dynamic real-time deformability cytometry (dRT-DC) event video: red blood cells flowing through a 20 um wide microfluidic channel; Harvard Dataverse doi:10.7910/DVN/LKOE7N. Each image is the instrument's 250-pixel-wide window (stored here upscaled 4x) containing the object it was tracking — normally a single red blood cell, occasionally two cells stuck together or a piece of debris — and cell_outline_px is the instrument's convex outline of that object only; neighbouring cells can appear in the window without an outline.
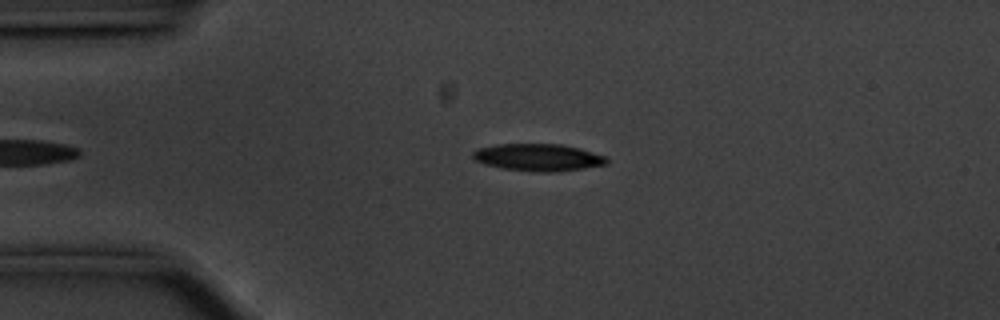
{"species": "common noctule bat (a hibernating species)", "species_latin": "Nyctalus noctula", "temperature_condition": "cold", "stored_images_in_passage": 42, "camera_frame_rate_fps": 3000, "um_per_image_px": 0.085, "animal": {"sex": "male", "body_mass_g": 20.1, "forearm_length_mm": 53.5}, "frame": {"image": 1, "passage_image": 3, "time_ms": 0.667, "image_size_px": [1000, 320], "cell_outline_px": [[608, 164], [584, 168], [556, 172], [540, 172], [504, 168], [484, 164], [476, 160], [472, 156], [472, 152], [476, 148], [496, 144], [560, 144], [580, 148], [604, 156], [608, 160]], "centroid_in_image_um": [45.73, 13.37], "position_along_channel_um": 39.3, "area_um2": 21.15}}
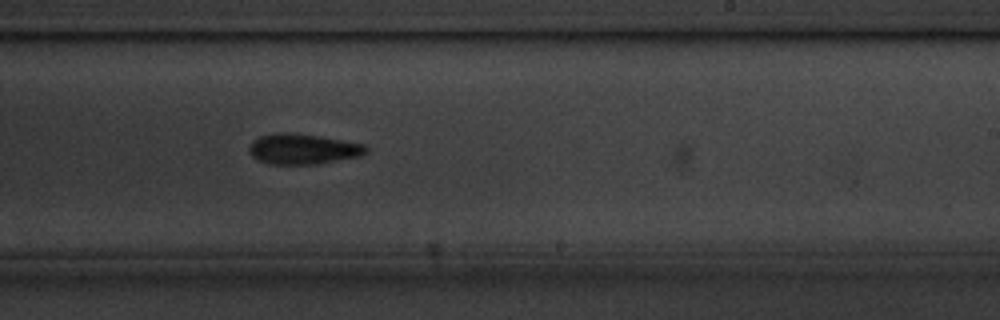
{"frame": {"image": 2, "passage_image": 24, "time_ms": 7.667, "image_size_px": [1000, 320], "cell_outline_px": [[368, 152], [364, 156], [320, 164], [272, 164], [260, 160], [252, 156], [248, 152], [248, 148], [252, 140], [260, 136], [276, 132], [288, 132], [320, 136], [368, 144]], "centroid_in_image_um": [25.82, 12.66], "position_along_channel_um": 263.2, "area_um2": 21.21}}
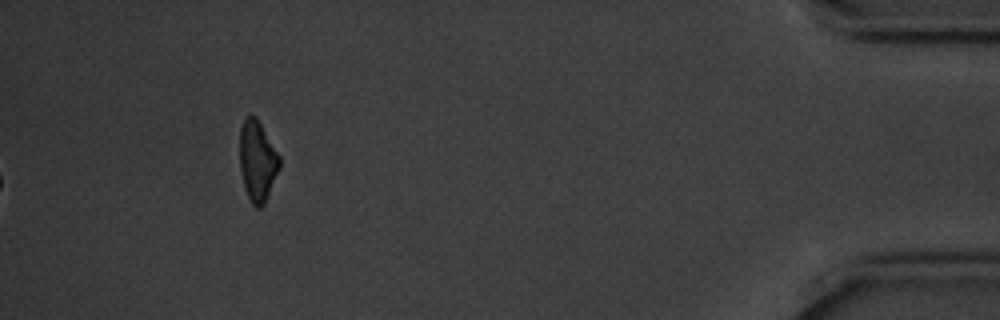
{"frame": {"image": 3, "passage_image": 42, "time_ms": 13.667, "image_size_px": [1000, 320], "cell_outline_px": [[280, 168], [268, 196], [264, 204], [260, 208], [256, 208], [252, 204], [244, 188], [240, 168], [240, 128], [244, 120], [248, 116], [256, 116], [280, 156]], "centroid_in_image_um": [21.89, 13.7], "position_along_channel_um": 413.3, "area_um2": 18.67}, "authors_computed_cell_mechanics": {"area_um2": 21.1837, "velocity_mm_per_s": 3.5615, "shape_relaxation_time_tau1_ms": 2.7527, "shape_relaxation_time_tau2_ms": null, "deformation_change_tau1": 0.1116, "deformation_change_tau2": null}}